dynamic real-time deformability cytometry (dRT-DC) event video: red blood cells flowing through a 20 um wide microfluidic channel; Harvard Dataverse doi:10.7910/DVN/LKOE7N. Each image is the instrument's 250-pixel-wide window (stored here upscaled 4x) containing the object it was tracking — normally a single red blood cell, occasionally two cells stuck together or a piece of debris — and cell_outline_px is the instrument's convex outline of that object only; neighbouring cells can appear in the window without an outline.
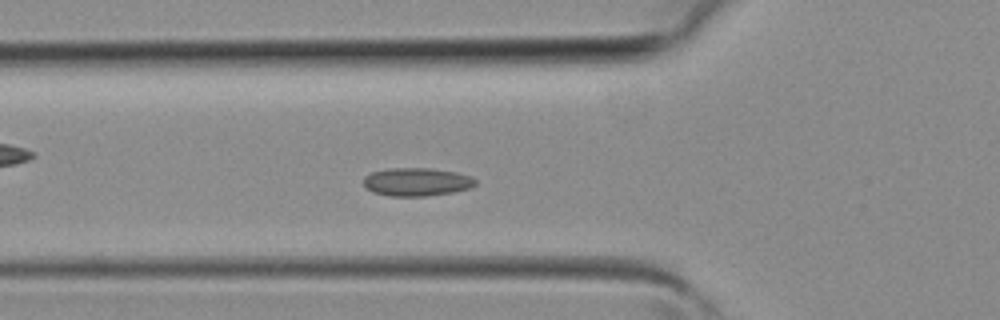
{"species": "common noctule bat (a hibernating species)", "species_latin": "Nyctalus noctula", "temperature_condition": "room temperature", "stored_images_in_passage": 31, "camera_frame_rate_fps": 3000, "um_per_image_px": 0.085, "animal": {"sex": "female", "body_mass_g": 19.3, "forearm_length_mm": 54.1}, "frame": {"image": 1, "passage_image": 4, "time_ms": 1.0, "image_size_px": [1000, 320], "cell_outline_px": [[476, 184], [472, 188], [452, 192], [428, 196], [388, 196], [372, 192], [364, 188], [364, 176], [372, 172], [388, 168], [428, 168], [456, 172], [468, 176], [476, 180]], "centroid_in_image_um": [35.39, 15.47], "position_along_channel_um": 90.4, "area_um2": 18.5}}
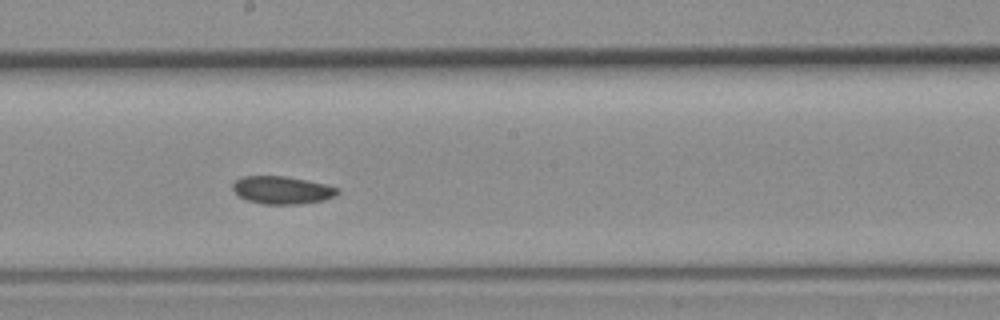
{"frame": {"image": 2, "passage_image": 12, "time_ms": 3.667, "image_size_px": [1000, 320], "cell_outline_px": [[340, 192], [336, 196], [324, 200], [300, 204], [264, 204], [248, 200], [240, 196], [232, 188], [232, 184], [240, 176], [284, 176], [324, 184], [340, 188]], "centroid_in_image_um": [24.0, 16.16], "position_along_channel_um": 224.2, "area_um2": 16.88}}
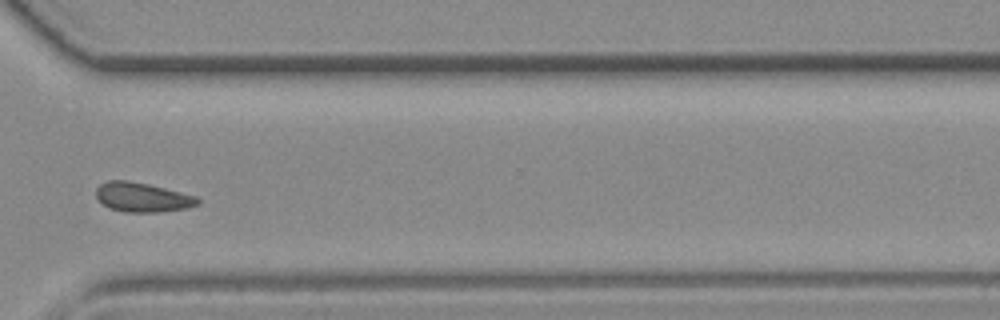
{"frame": {"image": 3, "passage_image": 20, "time_ms": 6.333, "image_size_px": [1000, 320], "cell_outline_px": [[200, 204], [184, 208], [156, 212], [124, 212], [108, 208], [96, 196], [96, 188], [100, 184], [108, 180], [128, 180], [148, 184], [196, 196], [200, 200]], "centroid_in_image_um": [12.07, 16.76], "position_along_channel_um": 358.5, "area_um2": 17.28}}